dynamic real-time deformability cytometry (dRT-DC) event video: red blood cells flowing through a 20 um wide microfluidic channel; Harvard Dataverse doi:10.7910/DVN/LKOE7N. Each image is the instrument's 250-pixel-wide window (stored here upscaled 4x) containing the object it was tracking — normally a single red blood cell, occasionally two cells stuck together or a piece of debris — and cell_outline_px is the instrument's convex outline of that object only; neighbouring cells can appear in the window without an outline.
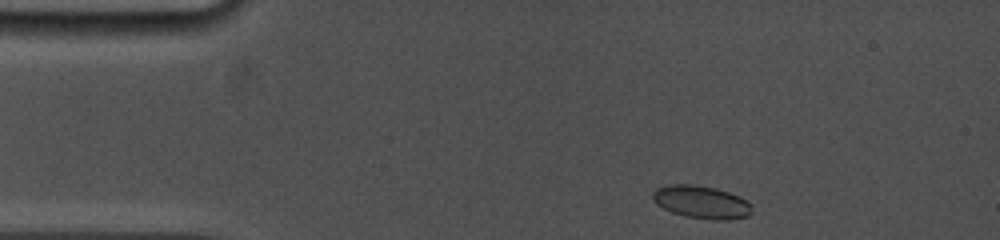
{"species": "common noctule bat (a hibernating species)", "species_latin": "Nyctalus noctula", "temperature_condition": "cold", "stored_images_in_passage": 15, "camera_frame_rate_fps": 5000, "um_per_image_px": 0.085, "animal": {"sex": "female", "body_mass_g": 19.0, "forearm_length_mm": 53.3}, "frame": {"image": 1, "passage_image": 1, "time_ms": 0.0, "image_size_px": [1000, 240], "cell_outline_px": [[752, 212], [748, 216], [728, 220], [712, 220], [684, 216], [672, 212], [656, 204], [652, 200], [652, 192], [656, 188], [668, 184], [692, 184], [716, 188], [740, 196], [752, 204]], "centroid_in_image_um": [59.62, 17.17], "position_along_channel_um": 25.4, "area_um2": 19.25}}
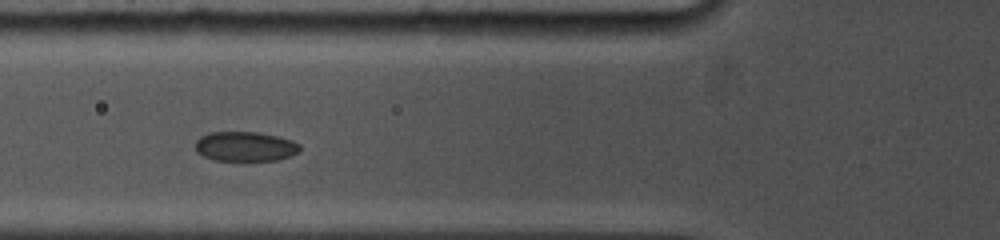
{"frame": {"image": 2, "passage_image": 13, "time_ms": 3.6, "image_size_px": [1000, 240], "cell_outline_px": [[300, 152], [292, 156], [280, 160], [244, 164], [216, 160], [204, 156], [196, 152], [196, 140], [200, 136], [208, 132], [260, 132], [292, 140], [300, 144]], "centroid_in_image_um": [20.88, 12.5], "position_along_channel_um": 104.9, "area_um2": 19.13}}
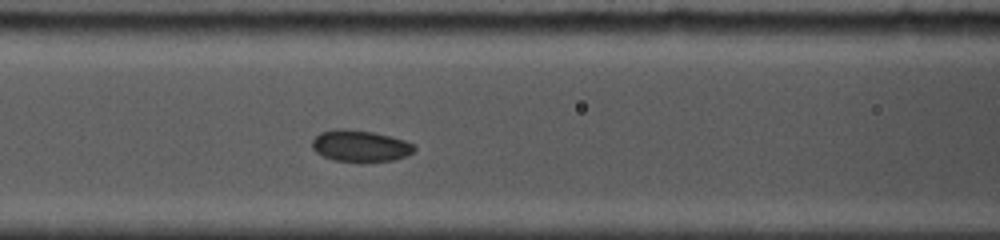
{"frame": {"image": 3, "passage_image": 15, "time_ms": 4.4, "image_size_px": [1000, 240], "cell_outline_px": [[416, 148], [408, 156], [392, 160], [360, 164], [332, 160], [316, 152], [312, 148], [312, 140], [320, 132], [336, 128], [344, 128], [372, 132], [404, 140], [412, 144]], "centroid_in_image_um": [30.59, 12.44], "position_along_channel_um": 136.0, "area_um2": 19.19}}